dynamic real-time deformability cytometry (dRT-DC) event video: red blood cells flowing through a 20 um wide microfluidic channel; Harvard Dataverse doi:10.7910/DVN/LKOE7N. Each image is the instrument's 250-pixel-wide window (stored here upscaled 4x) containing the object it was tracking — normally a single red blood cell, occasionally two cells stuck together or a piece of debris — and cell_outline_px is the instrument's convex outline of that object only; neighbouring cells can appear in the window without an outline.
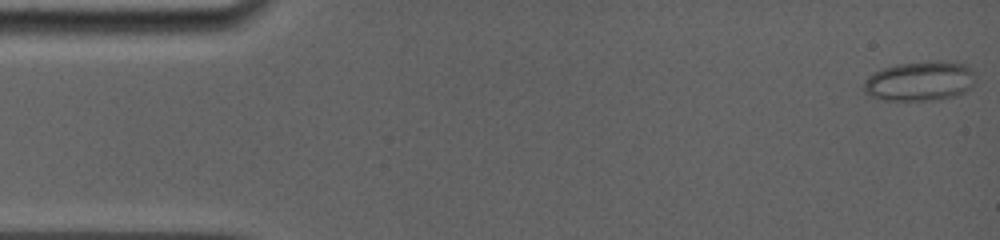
{"species": "common noctule bat (a hibernating species)", "species_latin": "Nyctalus noctula", "temperature_condition": "room temperature", "stored_images_in_passage": 35, "camera_frame_rate_fps": 5000, "um_per_image_px": 0.085, "animal": {"sex": "female", "body_mass_g": 19.0, "forearm_length_mm": 56.7}, "frame": {"image": 1, "passage_image": 1, "time_ms": 0.0, "image_size_px": [1000, 240], "cell_outline_px": [[972, 84], [964, 92], [956, 96], [936, 100], [884, 100], [872, 96], [864, 92], [864, 80], [868, 76], [884, 68], [896, 64], [928, 60], [944, 60], [964, 64], [972, 72]], "centroid_in_image_um": [78.16, 6.88], "position_along_channel_um": 6.8, "area_um2": 25.72}}
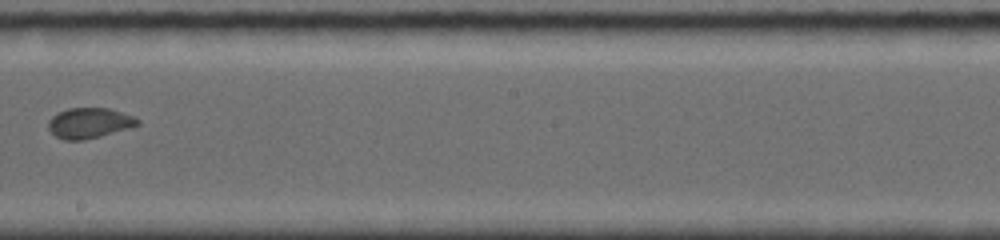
{"frame": {"image": 2, "passage_image": 16, "time_ms": 9.2, "image_size_px": [1000, 240], "cell_outline_px": [[140, 124], [128, 128], [100, 136], [84, 140], [64, 140], [56, 136], [48, 128], [48, 120], [56, 112], [68, 108], [108, 108], [136, 116], [140, 120]], "centroid_in_image_um": [7.59, 10.44], "position_along_channel_um": 240.6, "area_um2": 15.9}}
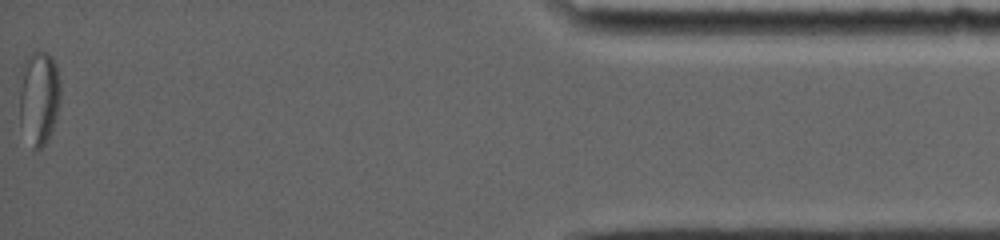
{"frame": {"image": 3, "passage_image": 35, "time_ms": 16.0, "image_size_px": [1000, 240], "cell_outline_px": [[60, 100], [52, 132], [44, 144], [40, 148], [32, 148], [20, 124], [20, 88], [24, 60], [32, 52], [48, 52], [52, 56], [56, 64], [60, 80]], "centroid_in_image_um": [3.33, 8.28], "position_along_channel_um": 431.9, "area_um2": 22.48}, "authors_computed_cell_mechanics": {"area_um2": 19.5364, "velocity_mm_per_s": 3.8935, "shape_relaxation_time_tau1_ms": 8.0188, "shape_relaxation_time_tau2_ms": 0.7609, "deformation_change_tau1": 0.1014, "deformation_change_tau2": 0.0473}}